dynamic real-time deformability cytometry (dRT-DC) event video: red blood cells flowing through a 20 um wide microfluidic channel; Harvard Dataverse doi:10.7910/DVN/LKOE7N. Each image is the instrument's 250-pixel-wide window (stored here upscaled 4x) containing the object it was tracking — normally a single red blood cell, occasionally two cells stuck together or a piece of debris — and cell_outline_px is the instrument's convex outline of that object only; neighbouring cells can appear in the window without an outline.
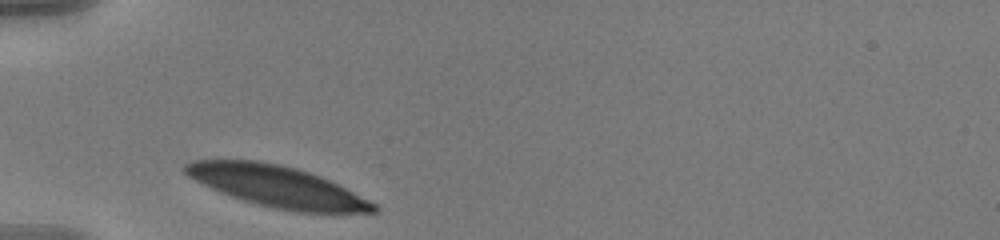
{"species": "human", "species_latin": "Homo sapiens", "temperature_condition": "warm", "stored_images_in_passage": 31, "camera_frame_rate_fps": 3000, "um_per_image_px": 0.085, "donor": {"sex": "male"}, "frame": {"image": 1, "passage_image": 1, "time_ms": 0.0, "image_size_px": [1000, 240], "cell_outline_px": [[380, 208], [376, 212], [292, 212], [256, 204], [220, 192], [188, 176], [180, 168], [184, 164], [192, 160], [256, 160], [280, 164], [296, 168], [308, 172], [328, 180], [376, 204]], "centroid_in_image_um": [23.51, 15.84], "position_along_channel_um": 61.5, "area_um2": 44.68}}
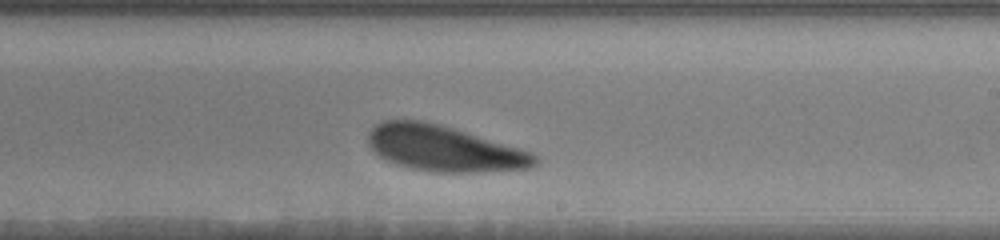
{"frame": {"image": 2, "passage_image": 18, "time_ms": 5.667, "image_size_px": [1000, 240], "cell_outline_px": [[540, 160], [532, 168], [484, 172], [432, 172], [408, 168], [396, 164], [380, 156], [368, 144], [368, 132], [376, 124], [384, 120], [424, 120], [440, 124], [520, 148], [536, 156]], "centroid_in_image_um": [37.74, 12.62], "position_along_channel_um": 251.3, "area_um2": 44.45}}
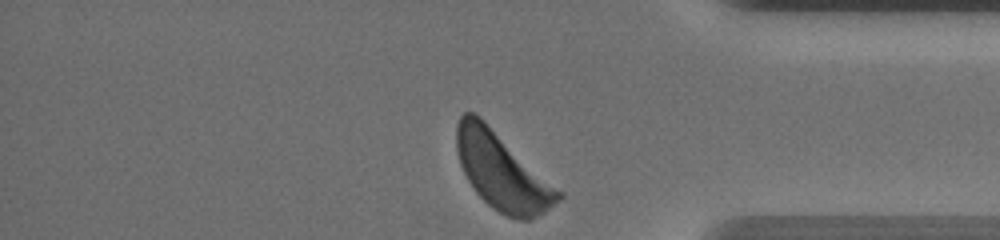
{"frame": {"image": 3, "passage_image": 31, "time_ms": 10.0, "image_size_px": [1000, 240], "cell_outline_px": [[564, 196], [560, 200], [544, 212], [528, 220], [516, 220], [492, 208], [476, 192], [468, 180], [460, 164], [456, 148], [456, 124], [460, 116], [464, 112], [472, 112], [480, 116], [564, 192]], "centroid_in_image_um": [42.69, 14.56], "position_along_channel_um": 392.5, "area_um2": 45.72}, "authors_computed_cell_mechanics": {"area_um2": 45.4886, "velocity_mm_per_s": 3.5162, "shape_relaxation_time_tau1_ms": 2.0558, "shape_relaxation_time_tau2_ms": null, "deformation_change_tau1": 0.1086, "deformation_change_tau2": null}}